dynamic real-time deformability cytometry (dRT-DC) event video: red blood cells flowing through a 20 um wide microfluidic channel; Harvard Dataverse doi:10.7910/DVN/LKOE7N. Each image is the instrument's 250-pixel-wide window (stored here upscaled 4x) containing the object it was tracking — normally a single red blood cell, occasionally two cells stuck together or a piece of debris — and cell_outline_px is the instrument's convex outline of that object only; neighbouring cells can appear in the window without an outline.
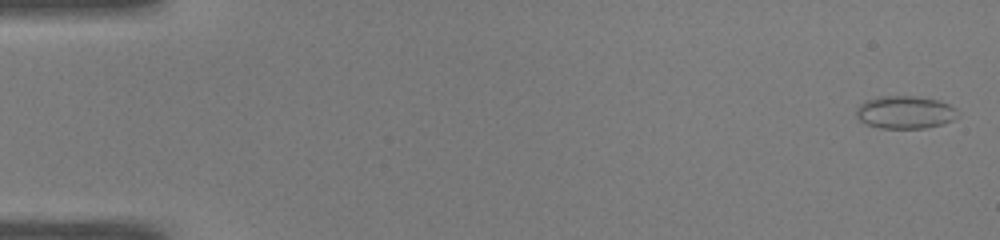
{"species": "common noctule bat (a hibernating species)", "species_latin": "Nyctalus noctula", "temperature_condition": "warm", "stored_images_in_passage": 51, "camera_frame_rate_fps": 3000, "um_per_image_px": 0.085, "animal": {"sex": "male", "body_mass_g": 19.0, "forearm_length_mm": 50.8}, "frame": {"image": 1, "passage_image": 2, "time_ms": 0.333, "image_size_px": [1000, 240], "cell_outline_px": [[960, 116], [944, 124], [924, 128], [880, 128], [868, 124], [860, 120], [856, 116], [856, 108], [864, 100], [880, 96], [912, 96], [936, 100], [948, 104], [956, 108], [960, 112]], "centroid_in_image_um": [76.95, 9.54], "position_along_channel_um": 8.1, "area_um2": 19.48}}
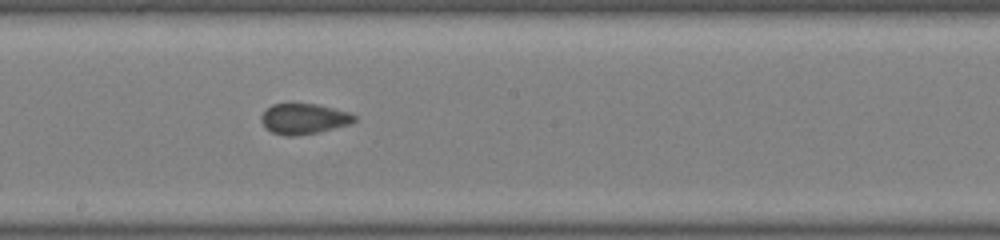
{"frame": {"image": 2, "passage_image": 29, "time_ms": 9.333, "image_size_px": [1000, 240], "cell_outline_px": [[356, 120], [352, 124], [320, 132], [296, 136], [284, 136], [272, 132], [264, 128], [260, 120], [260, 116], [272, 104], [316, 104], [348, 112], [356, 116]], "centroid_in_image_um": [25.82, 10.12], "position_along_channel_um": 222.4, "area_um2": 16.7}}
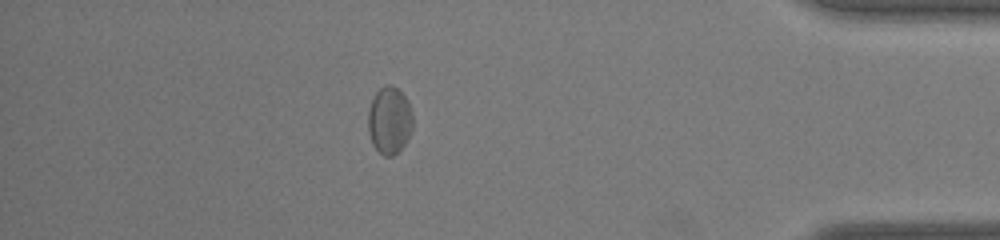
{"frame": {"image": 3, "passage_image": 45, "time_ms": 14.667, "image_size_px": [1000, 240], "cell_outline_px": [[412, 132], [408, 140], [392, 156], [384, 156], [372, 144], [368, 132], [368, 108], [376, 92], [380, 88], [388, 84], [392, 84], [408, 100], [412, 112]], "centroid_in_image_um": [33.1, 10.23], "position_along_channel_um": 402.1, "area_um2": 17.57}, "authors_computed_cell_mechanics": {"area_um2": 16.8776, "velocity_mm_per_s": 4.0585, "shape_relaxation_time_tau1_ms": null, "shape_relaxation_time_tau2_ms": 1.2445, "deformation_change_tau1": null, "deformation_change_tau2": 0.0612}}